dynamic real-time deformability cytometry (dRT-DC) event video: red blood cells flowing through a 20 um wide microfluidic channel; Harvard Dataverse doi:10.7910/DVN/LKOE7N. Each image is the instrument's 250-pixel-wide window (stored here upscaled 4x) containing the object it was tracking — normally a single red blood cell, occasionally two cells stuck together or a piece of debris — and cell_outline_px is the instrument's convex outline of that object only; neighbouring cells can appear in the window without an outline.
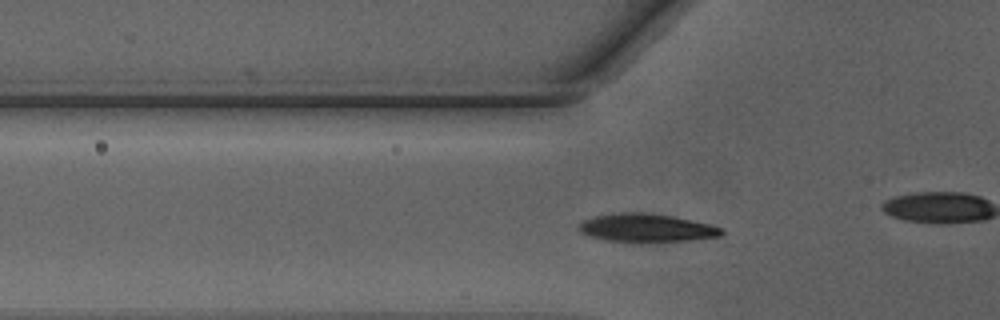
{"species": "Egyptian fruit bat (a non-hibernating species)", "species_latin": "Rousettus aegyptiacus", "temperature_condition": "warm", "stored_images_in_passage": 47, "camera_frame_rate_fps": 3000, "um_per_image_px": 0.085, "animal": {"sex": "male"}, "frame": {"image": 1, "passage_image": 14, "time_ms": 4.333, "image_size_px": [1000, 320], "cell_outline_px": [[724, 232], [720, 236], [692, 240], [652, 244], [636, 244], [604, 240], [580, 232], [576, 228], [576, 224], [580, 220], [592, 216], [612, 212], [644, 212], [672, 216], [712, 224], [724, 228]], "centroid_in_image_um": [54.9, 19.39], "position_along_channel_um": 70.9, "area_um2": 24.85}}
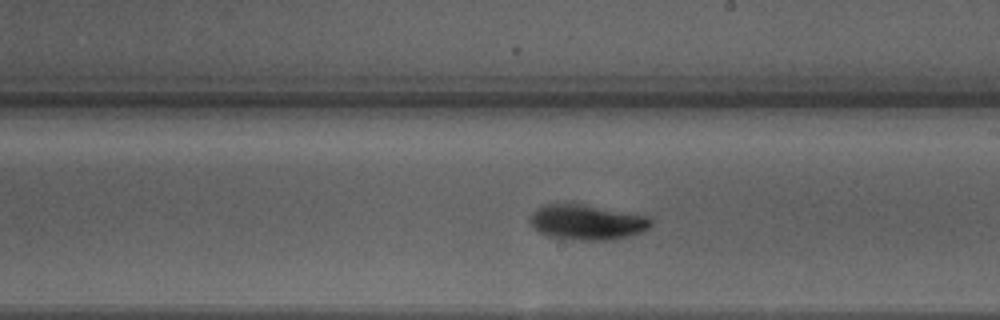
{"frame": {"image": 2, "passage_image": 26, "time_ms": 8.333, "image_size_px": [1000, 320], "cell_outline_px": [[652, 224], [648, 228], [640, 232], [628, 236], [612, 240], [572, 240], [548, 236], [540, 232], [528, 220], [528, 216], [532, 212], [544, 204], [580, 204], [644, 216], [652, 220]], "centroid_in_image_um": [49.83, 18.9], "position_along_channel_um": 239.2, "area_um2": 24.39}}
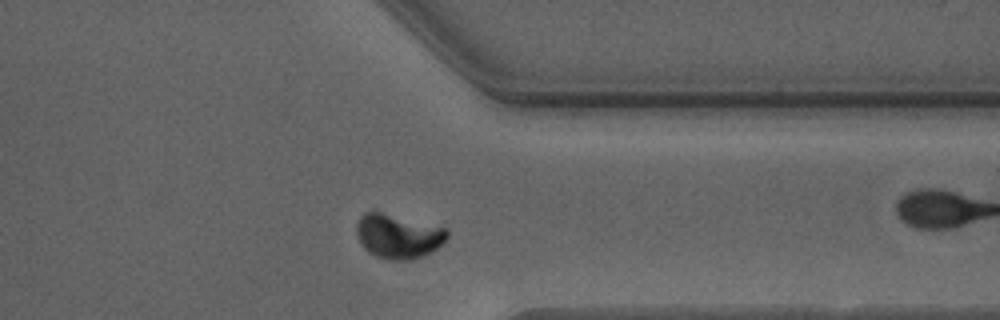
{"frame": {"image": 3, "passage_image": 36, "time_ms": 11.667, "image_size_px": [1000, 320], "cell_outline_px": [[448, 236], [436, 248], [412, 260], [388, 260], [376, 256], [368, 252], [360, 244], [356, 232], [356, 224], [360, 216], [364, 212], [380, 212], [448, 228]], "centroid_in_image_um": [33.8, 20.07], "position_along_channel_um": 377.6, "area_um2": 23.24}, "authors_computed_cell_mechanics": {"area_um2": 22.9466, "velocity_mm_per_s": 4.2377, "shape_relaxation_time_tau1_ms": 1.8832, "shape_relaxation_time_tau2_ms": null, "deformation_change_tau1": 0.1195, "deformation_change_tau2": null}}